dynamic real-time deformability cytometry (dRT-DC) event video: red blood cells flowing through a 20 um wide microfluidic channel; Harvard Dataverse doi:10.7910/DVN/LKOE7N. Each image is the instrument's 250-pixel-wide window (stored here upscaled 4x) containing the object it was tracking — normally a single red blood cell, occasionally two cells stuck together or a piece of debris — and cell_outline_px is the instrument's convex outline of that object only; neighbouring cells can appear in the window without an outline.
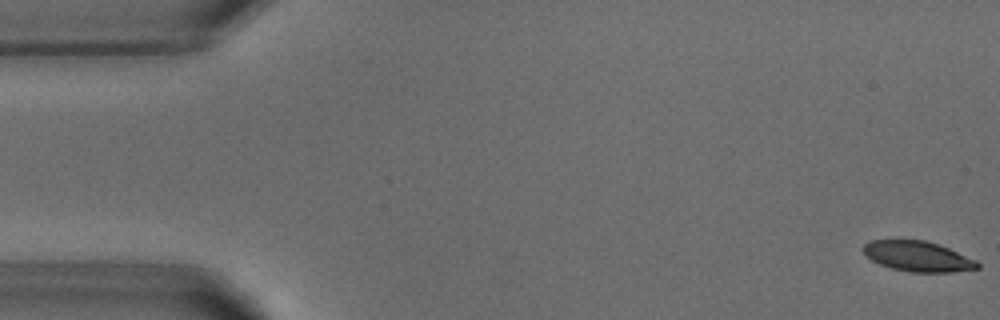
{"species": "common noctule bat (a hibernating species)", "species_latin": "Nyctalus noctula", "temperature_condition": "warm", "stored_images_in_passage": 52, "camera_frame_rate_fps": 3000, "um_per_image_px": 0.085, "animal": {"sex": "male", "body_mass_g": 18.8}, "frame": {"image": 1, "passage_image": 1, "time_ms": 0.0, "image_size_px": [1000, 320], "cell_outline_px": [[980, 268], [952, 272], [912, 272], [892, 268], [880, 264], [872, 260], [860, 248], [868, 240], [924, 240], [948, 248], [976, 260], [980, 264]], "centroid_in_image_um": [78.0, 21.79], "position_along_channel_um": 7.0, "area_um2": 20.0}}
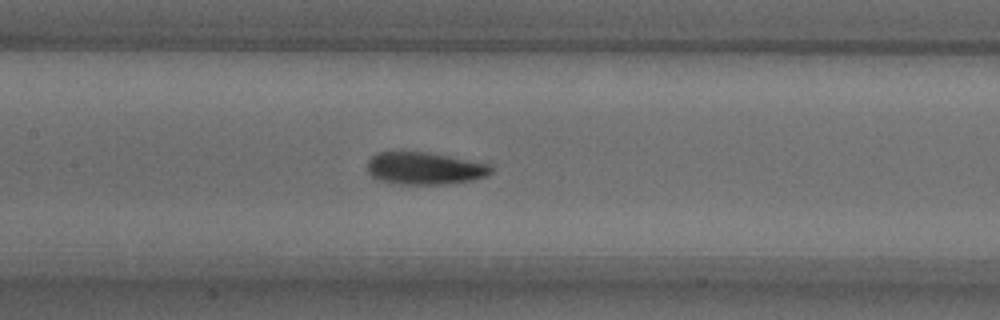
{"frame": {"image": 2, "passage_image": 24, "time_ms": 7.667, "image_size_px": [1000, 320], "cell_outline_px": [[492, 172], [484, 176], [472, 180], [448, 184], [400, 184], [376, 180], [368, 172], [368, 160], [376, 152], [428, 152], [492, 164]], "centroid_in_image_um": [36.09, 14.31], "position_along_channel_um": 171.3, "area_um2": 23.41}}
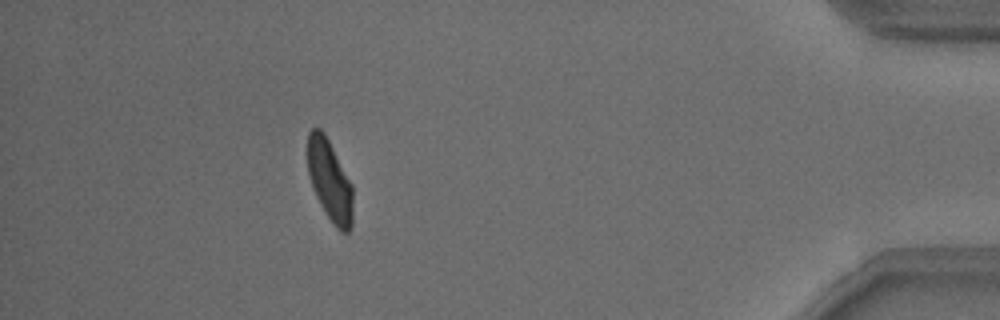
{"frame": {"image": 3, "passage_image": 47, "time_ms": 15.333, "image_size_px": [1000, 320], "cell_outline_px": [[352, 228], [348, 232], [340, 232], [336, 228], [320, 204], [312, 188], [308, 172], [308, 132], [312, 128], [320, 128], [324, 132], [352, 184]], "centroid_in_image_um": [28.03, 15.36], "position_along_channel_um": 407.2, "area_um2": 21.33}, "authors_computed_cell_mechanics": {"area_um2": 22.3686, "velocity_mm_per_s": 3.8167, "shape_relaxation_time_tau1_ms": 2.9312, "shape_relaxation_time_tau2_ms": 2.3447, "deformation_change_tau1": 0.1296, "deformation_change_tau2": 0.0777}}